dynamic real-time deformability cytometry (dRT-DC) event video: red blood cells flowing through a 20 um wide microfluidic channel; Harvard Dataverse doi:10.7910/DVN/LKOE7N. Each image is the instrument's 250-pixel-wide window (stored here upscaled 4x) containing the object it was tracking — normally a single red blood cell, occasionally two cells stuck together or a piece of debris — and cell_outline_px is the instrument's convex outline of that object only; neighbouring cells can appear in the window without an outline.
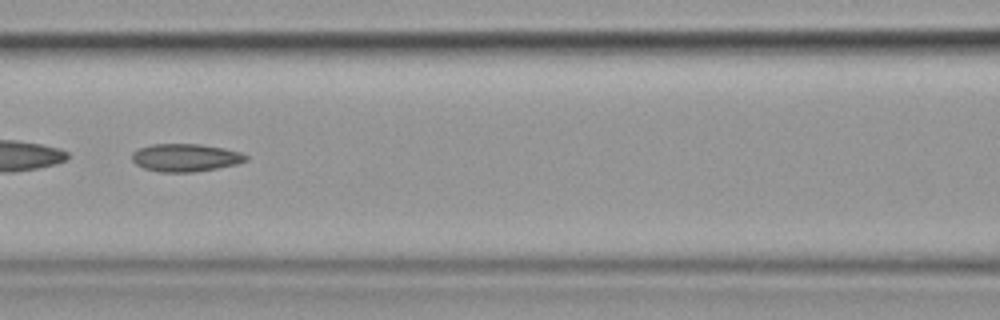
{"species": "common noctule bat (a hibernating species)", "species_latin": "Nyctalus noctula", "temperature_condition": "cold", "stored_images_in_passage": 41, "segment_of_instrument_passage": [2, 2], "camera_frame_rate_fps": 3000, "um_per_image_px": 0.085, "animal": {"sex": "female", "body_mass_g": 19.9}, "frame": {"image": 1, "passage_image": 12, "time_ms": 3.667, "image_size_px": [1000, 320], "cell_outline_px": [[248, 160], [236, 164], [216, 168], [192, 172], [160, 172], [144, 168], [136, 164], [132, 160], [132, 152], [140, 148], [152, 144], [200, 144], [224, 148], [240, 152], [248, 156]], "centroid_in_image_um": [15.76, 13.39], "position_along_channel_um": 150.8, "area_um2": 18.38}}